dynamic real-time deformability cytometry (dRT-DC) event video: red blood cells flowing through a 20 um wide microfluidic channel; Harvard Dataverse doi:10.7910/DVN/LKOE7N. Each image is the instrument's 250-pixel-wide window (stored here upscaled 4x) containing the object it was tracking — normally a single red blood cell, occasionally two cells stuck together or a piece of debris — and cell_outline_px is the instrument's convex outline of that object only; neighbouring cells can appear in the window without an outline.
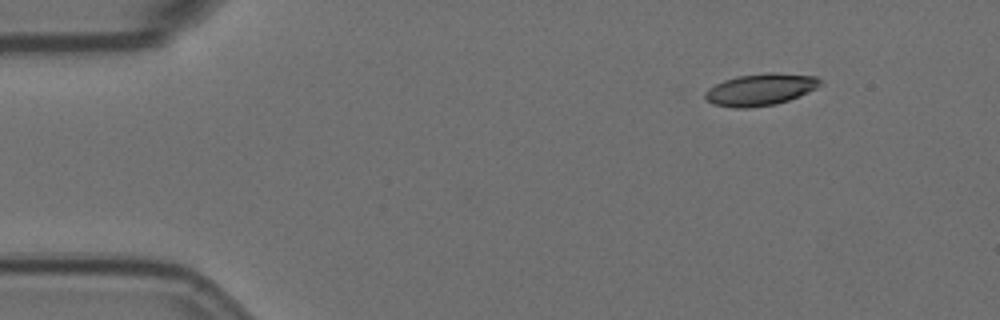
{"species": "Egyptian fruit bat (a non-hibernating species)", "species_latin": "Rousettus aegyptiacus", "temperature_condition": "room temperature", "stored_images_in_passage": 4, "camera_frame_rate_fps": 3000, "um_per_image_px": 0.085, "animal": {"sex": "female"}, "frame": {"image": 1, "passage_image": 1, "time_ms": 0.0, "image_size_px": [1000, 320], "cell_outline_px": [[824, 84], [800, 96], [776, 104], [748, 108], [736, 108], [712, 104], [704, 96], [704, 92], [708, 88], [724, 80], [740, 76], [768, 72], [776, 72], [816, 76]], "centroid_in_image_um": [64.66, 7.61], "position_along_channel_um": 20.3, "area_um2": 21.44}}
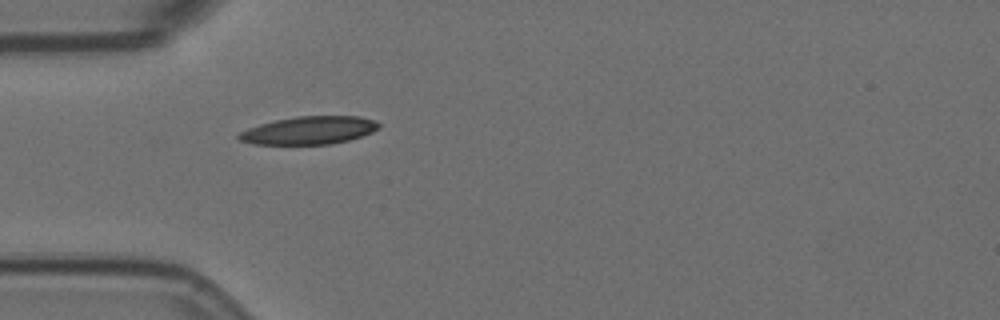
{"frame": {"image": 2, "passage_image": 4, "time_ms": 3.333, "image_size_px": [1000, 320], "cell_outline_px": [[380, 128], [372, 132], [348, 140], [332, 144], [252, 144], [240, 140], [236, 136], [240, 132], [248, 128], [260, 124], [276, 120], [296, 116], [360, 116], [376, 120], [380, 124]], "centroid_in_image_um": [26.29, 11.07], "position_along_channel_um": 58.7, "area_um2": 22.77}}